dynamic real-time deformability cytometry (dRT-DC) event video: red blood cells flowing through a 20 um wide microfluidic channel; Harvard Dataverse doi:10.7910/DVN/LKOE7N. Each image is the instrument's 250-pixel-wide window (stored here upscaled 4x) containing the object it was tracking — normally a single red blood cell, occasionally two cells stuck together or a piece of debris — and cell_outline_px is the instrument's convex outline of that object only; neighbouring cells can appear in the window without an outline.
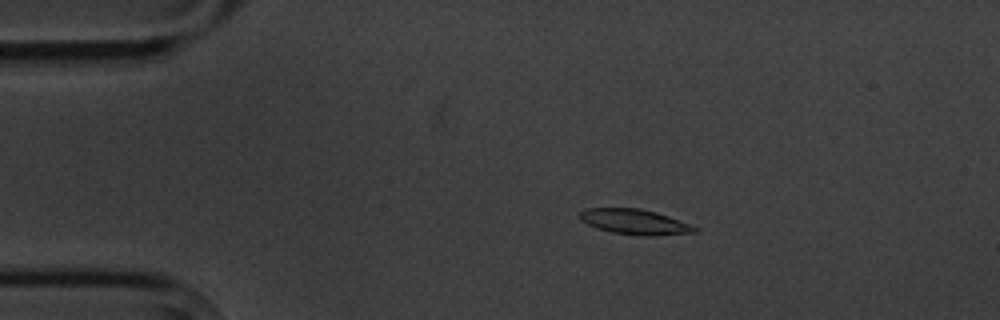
{"species": "common noctule bat (a hibernating species)", "species_latin": "Nyctalus noctula", "temperature_condition": "cold", "stored_images_in_passage": 5, "camera_frame_rate_fps": 3000, "um_per_image_px": 0.085, "animal": {"sex": "male", "body_mass_g": 20.1, "forearm_length_mm": 53.5}, "frame": {"image": 1, "passage_image": 2, "time_ms": 1.333, "image_size_px": [1000, 320], "cell_outline_px": [[700, 228], [696, 232], [652, 236], [640, 236], [612, 232], [596, 228], [580, 220], [576, 216], [584, 208], [640, 208], [656, 212], [668, 216]], "centroid_in_image_um": [53.91, 18.85], "position_along_channel_um": 31.1, "area_um2": 17.05}}
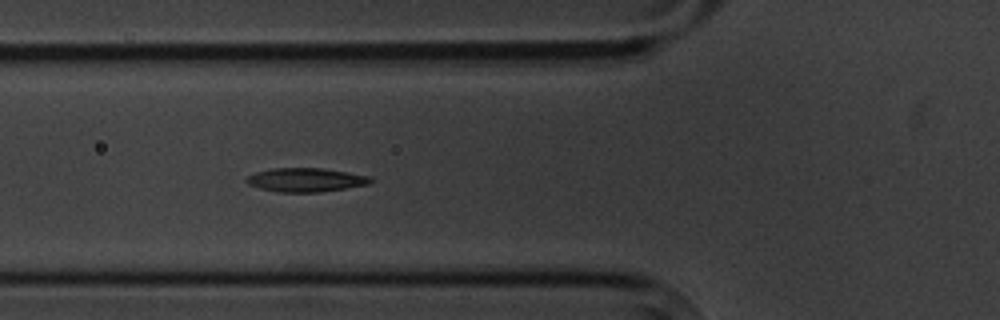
{"frame": {"image": 2, "passage_image": 5, "time_ms": 4.667, "image_size_px": [1000, 320], "cell_outline_px": [[376, 180], [368, 184], [320, 192], [276, 192], [260, 188], [248, 184], [244, 180], [248, 176], [256, 172], [272, 168], [324, 168], [372, 176]], "centroid_in_image_um": [26.02, 15.28], "position_along_channel_um": 99.8, "area_um2": 17.34}}